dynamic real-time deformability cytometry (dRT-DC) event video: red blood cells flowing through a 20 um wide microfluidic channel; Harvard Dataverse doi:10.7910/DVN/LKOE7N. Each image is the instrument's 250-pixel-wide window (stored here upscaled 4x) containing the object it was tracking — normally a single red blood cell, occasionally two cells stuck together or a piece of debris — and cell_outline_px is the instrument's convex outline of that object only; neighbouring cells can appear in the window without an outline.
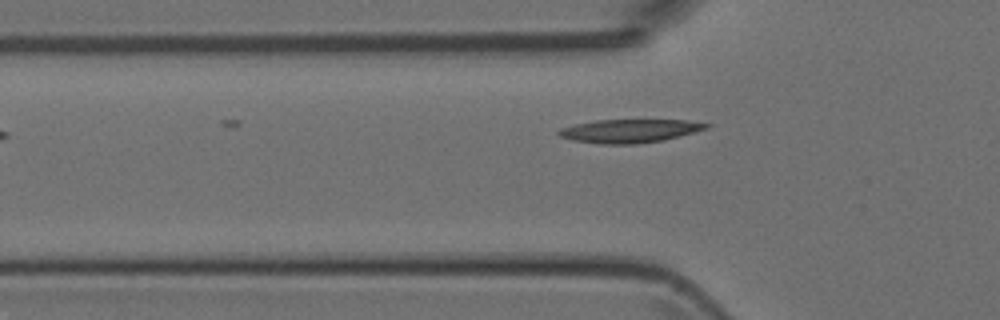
{"species": "Egyptian fruit bat (a non-hibernating species)", "species_latin": "Rousettus aegyptiacus", "temperature_condition": "room temperature", "stored_images_in_passage": 4, "camera_frame_rate_fps": 3000, "um_per_image_px": 0.085, "animal": {"sex": "female"}, "frame": {"image": 1, "passage_image": 4, "time_ms": 3.667, "image_size_px": [1000, 320], "cell_outline_px": [[712, 124], [708, 128], [680, 136], [664, 140], [636, 144], [600, 144], [572, 140], [560, 136], [556, 132], [560, 128], [576, 124], [596, 120], [688, 120]], "centroid_in_image_um": [53.53, 11.13], "position_along_channel_um": 72.3, "area_um2": 20.17}}